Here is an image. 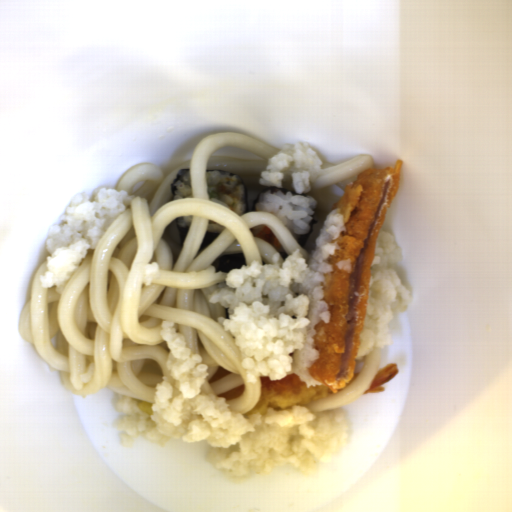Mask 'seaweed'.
Returning a JSON list of instances; mask_svg holds the SVG:
<instances>
[{
  "instance_id": "1",
  "label": "seaweed",
  "mask_w": 512,
  "mask_h": 512,
  "mask_svg": "<svg viewBox=\"0 0 512 512\" xmlns=\"http://www.w3.org/2000/svg\"><path fill=\"white\" fill-rule=\"evenodd\" d=\"M208 170H219V171H222V172H226V173H229V174H232V175H235L233 173H230V172H227L225 170H222V169H219V168H209V169H206L205 173H207ZM238 180L242 183L243 185V190H244V198H243V201H244V211L242 214H247L248 210H249V205H248V193H247V184L243 181V179L238 176V175H235ZM241 214V215H242Z\"/></svg>"
},
{
  "instance_id": "3",
  "label": "seaweed",
  "mask_w": 512,
  "mask_h": 512,
  "mask_svg": "<svg viewBox=\"0 0 512 512\" xmlns=\"http://www.w3.org/2000/svg\"><path fill=\"white\" fill-rule=\"evenodd\" d=\"M219 234L209 233L208 229H206L202 242L200 244L201 249H205L206 247H208L219 236Z\"/></svg>"
},
{
  "instance_id": "2",
  "label": "seaweed",
  "mask_w": 512,
  "mask_h": 512,
  "mask_svg": "<svg viewBox=\"0 0 512 512\" xmlns=\"http://www.w3.org/2000/svg\"><path fill=\"white\" fill-rule=\"evenodd\" d=\"M186 173H190V168H183V169L177 171L176 176H175L174 180L172 181L171 187H170V198L172 200H174L175 188H176L175 184H176L177 180L180 177H182L183 175H185Z\"/></svg>"
},
{
  "instance_id": "4",
  "label": "seaweed",
  "mask_w": 512,
  "mask_h": 512,
  "mask_svg": "<svg viewBox=\"0 0 512 512\" xmlns=\"http://www.w3.org/2000/svg\"><path fill=\"white\" fill-rule=\"evenodd\" d=\"M175 221H176V225H177L178 232H179L180 242H181V245H182V243H183V241H184V239H185V237H186V235H187L191 225L190 226H179L178 225V218H175Z\"/></svg>"
}]
</instances>
